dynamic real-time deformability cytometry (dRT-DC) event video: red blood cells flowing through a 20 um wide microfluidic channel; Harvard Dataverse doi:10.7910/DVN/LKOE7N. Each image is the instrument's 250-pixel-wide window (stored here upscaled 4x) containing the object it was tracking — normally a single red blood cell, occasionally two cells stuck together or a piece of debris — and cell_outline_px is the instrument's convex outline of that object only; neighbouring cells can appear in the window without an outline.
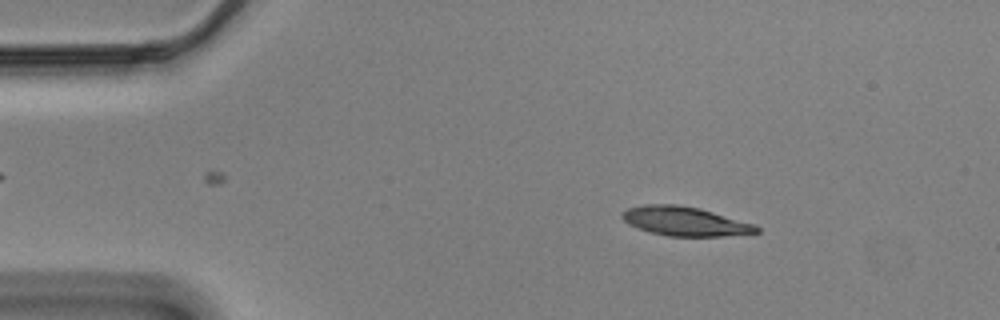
{"species": "Egyptian fruit bat (a non-hibernating species)", "species_latin": "Rousettus aegyptiacus", "temperature_condition": "cold", "stored_images_in_passage": 49, "camera_frame_rate_fps": 3000, "um_per_image_px": 0.085, "animal": {"sex": "male"}, "frame": {"image": 1, "passage_image": 9, "time_ms": 2.667, "image_size_px": [1000, 320], "cell_outline_px": [[760, 232], [720, 236], [668, 236], [652, 232], [628, 224], [620, 216], [620, 212], [628, 208], [644, 204], [676, 204], [700, 208], [756, 224], [760, 228]], "centroid_in_image_um": [58.22, 18.79], "position_along_channel_um": 26.8, "area_um2": 22.83}}
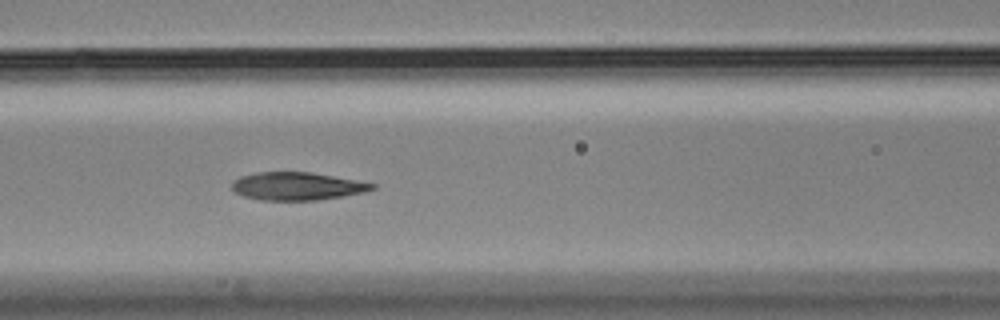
{"frame": {"image": 2, "passage_image": 24, "time_ms": 7.667, "image_size_px": [1000, 320], "cell_outline_px": [[376, 188], [364, 192], [316, 200], [260, 200], [244, 196], [236, 192], [232, 188], [232, 180], [240, 176], [256, 172], [312, 172], [356, 180], [376, 184]], "centroid_in_image_um": [25.23, 15.81], "position_along_channel_um": 141.4, "area_um2": 22.72}}
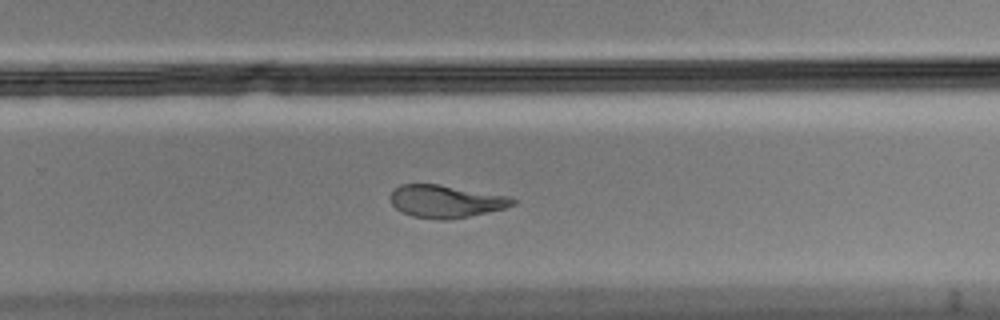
{"frame": {"image": 3, "passage_image": 37, "time_ms": 12.0, "image_size_px": [1000, 320], "cell_outline_px": [[516, 204], [504, 208], [468, 216], [448, 220], [440, 220], [412, 216], [400, 212], [392, 204], [388, 196], [400, 184], [440, 184], [508, 196], [516, 200]], "centroid_in_image_um": [37.86, 17.11], "position_along_channel_um": 291.9, "area_um2": 23.24}, "authors_computed_cell_mechanics": {"area_um2": 23.2934, "velocity_mm_per_s": 3.4928, "shape_relaxation_time_tau1_ms": 9.5264, "shape_relaxation_time_tau2_ms": 3.0095, "deformation_change_tau1": 0.2446, "deformation_change_tau2": 0.0842}}